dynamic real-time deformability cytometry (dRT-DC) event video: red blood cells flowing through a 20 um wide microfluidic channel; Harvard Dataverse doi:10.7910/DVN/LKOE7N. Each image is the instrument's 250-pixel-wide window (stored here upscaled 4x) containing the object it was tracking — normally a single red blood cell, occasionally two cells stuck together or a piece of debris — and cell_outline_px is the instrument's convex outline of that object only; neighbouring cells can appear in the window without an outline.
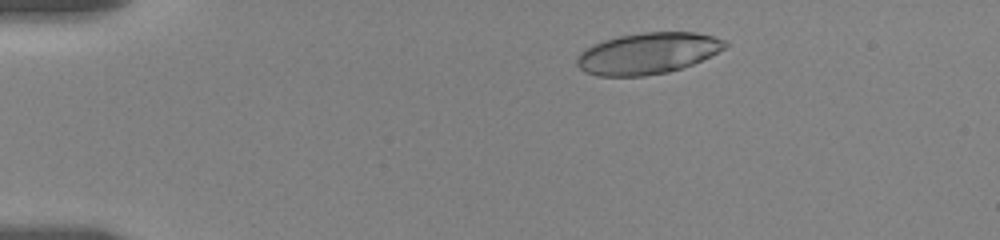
{"species": "human", "species_latin": "Homo sapiens", "temperature_condition": "room temperature", "stored_images_in_passage": 6, "camera_frame_rate_fps": 3000, "um_per_image_px": 0.085, "donor": {"sex": "female"}, "frame": {"image": 1, "passage_image": 3, "time_ms": 1.667, "image_size_px": [1000, 240], "cell_outline_px": [[728, 44], [724, 48], [692, 64], [668, 72], [644, 76], [596, 76], [584, 72], [576, 64], [576, 56], [580, 52], [592, 44], [604, 40], [620, 36], [644, 32], [696, 32], [712, 36], [724, 40]], "centroid_in_image_um": [54.99, 4.54], "position_along_channel_um": 30.0, "area_um2": 35.49}}
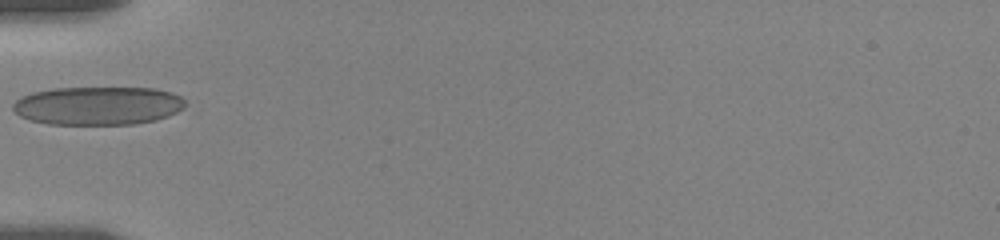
{"frame": {"image": 2, "passage_image": 6, "time_ms": 5.0, "image_size_px": [1000, 240], "cell_outline_px": [[188, 104], [184, 108], [168, 116], [156, 120], [132, 124], [48, 124], [28, 120], [20, 116], [12, 108], [12, 104], [20, 96], [32, 92], [56, 88], [156, 88], [172, 92], [180, 96]], "centroid_in_image_um": [8.33, 8.98], "position_along_channel_um": 76.7, "area_um2": 38.84}}